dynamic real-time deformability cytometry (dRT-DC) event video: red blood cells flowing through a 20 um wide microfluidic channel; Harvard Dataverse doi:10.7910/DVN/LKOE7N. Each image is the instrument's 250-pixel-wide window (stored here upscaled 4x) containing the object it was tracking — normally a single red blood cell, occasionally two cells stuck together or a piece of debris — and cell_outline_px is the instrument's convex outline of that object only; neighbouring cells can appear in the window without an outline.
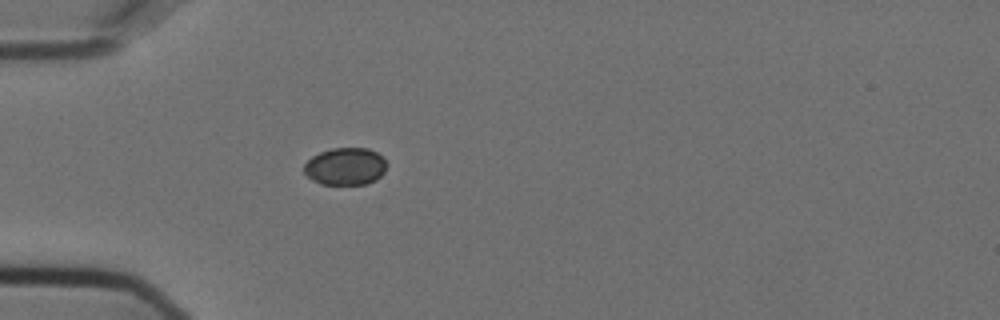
{"species": "Egyptian fruit bat (a non-hibernating species)", "species_latin": "Rousettus aegyptiacus", "temperature_condition": "cold", "stored_images_in_passage": 5, "camera_frame_rate_fps": 3000, "um_per_image_px": 0.085, "animal": {"sex": "female"}, "frame": {"image": 1, "passage_image": 1, "time_ms": 0.0, "image_size_px": [1000, 320], "cell_outline_px": [[388, 164], [384, 172], [376, 180], [364, 184], [320, 184], [312, 180], [304, 172], [304, 164], [312, 156], [320, 152], [332, 148], [368, 148], [376, 152]], "centroid_in_image_um": [29.35, 14.14], "position_along_channel_um": 55.6, "area_um2": 17.98}}